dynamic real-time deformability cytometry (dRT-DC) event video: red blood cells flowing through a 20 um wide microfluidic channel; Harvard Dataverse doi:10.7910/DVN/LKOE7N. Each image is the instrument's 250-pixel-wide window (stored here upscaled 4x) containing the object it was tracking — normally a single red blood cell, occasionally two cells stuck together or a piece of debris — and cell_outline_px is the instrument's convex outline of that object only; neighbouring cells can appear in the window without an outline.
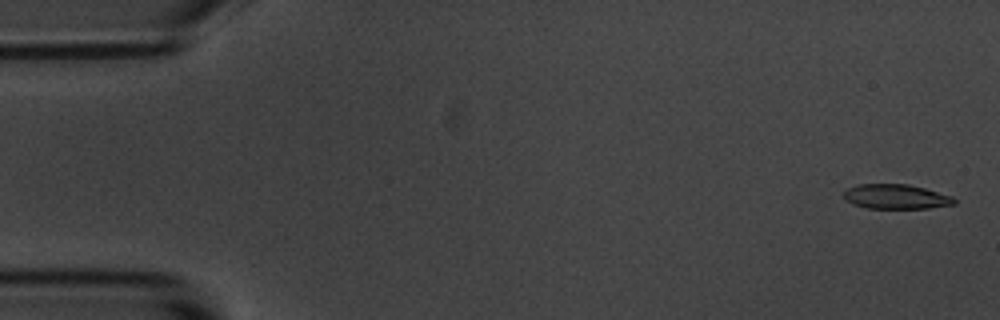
{"species": "common noctule bat (a hibernating species)", "species_latin": "Nyctalus noctula", "temperature_condition": "room temperature", "stored_images_in_passage": 56, "camera_frame_rate_fps": 3000, "um_per_image_px": 0.085, "animal": {"sex": "male", "body_mass_g": 20.1, "forearm_length_mm": 53.5}, "frame": {"image": 1, "passage_image": 2, "time_ms": 0.333, "image_size_px": [1000, 320], "cell_outline_px": [[956, 204], [928, 208], [868, 208], [852, 204], [844, 196], [844, 192], [848, 188], [856, 184], [908, 184], [924, 188], [952, 196], [956, 200]], "centroid_in_image_um": [76.17, 16.71], "position_along_channel_um": 8.8, "area_um2": 15.78}}
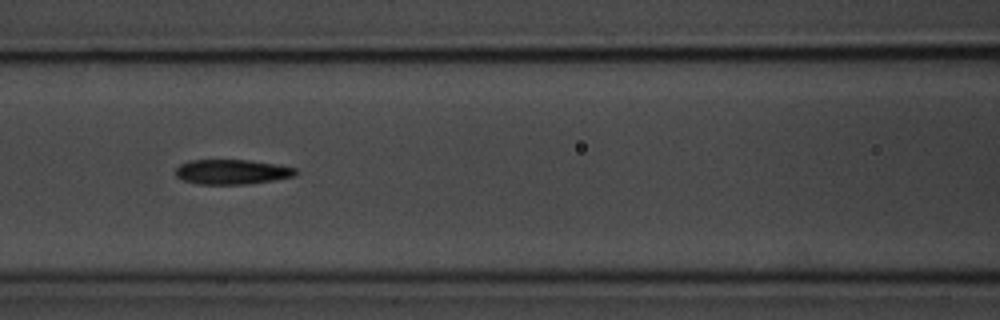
{"frame": {"image": 2, "passage_image": 24, "time_ms": 7.667, "image_size_px": [1000, 320], "cell_outline_px": [[300, 172], [296, 176], [248, 184], [200, 184], [184, 180], [176, 176], [176, 168], [180, 164], [188, 160], [248, 160], [276, 164], [296, 168]], "centroid_in_image_um": [19.75, 14.6], "position_along_channel_um": 146.9, "area_um2": 17.4}}
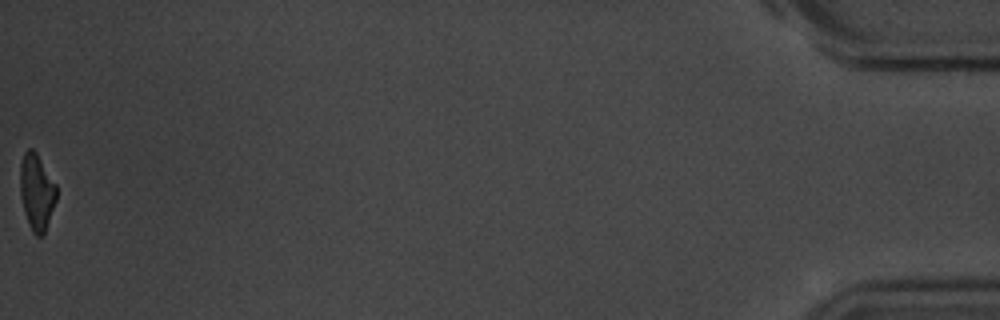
{"frame": {"image": 3, "passage_image": 56, "time_ms": 18.333, "image_size_px": [1000, 320], "cell_outline_px": [[56, 200], [44, 236], [36, 236], [32, 232], [28, 224], [24, 212], [20, 196], [20, 164], [24, 152], [28, 148], [32, 148], [36, 152], [56, 184]], "centroid_in_image_um": [3.11, 16.34], "position_along_channel_um": 432.1, "area_um2": 16.3}, "authors_computed_cell_mechanics": {"area_um2": 17.1955, "velocity_mm_per_s": 3.625, "shape_relaxation_time_tau1_ms": 3.0614, "shape_relaxation_time_tau2_ms": 2.647, "deformation_change_tau1": 0.1758, "deformation_change_tau2": 0.1222}}